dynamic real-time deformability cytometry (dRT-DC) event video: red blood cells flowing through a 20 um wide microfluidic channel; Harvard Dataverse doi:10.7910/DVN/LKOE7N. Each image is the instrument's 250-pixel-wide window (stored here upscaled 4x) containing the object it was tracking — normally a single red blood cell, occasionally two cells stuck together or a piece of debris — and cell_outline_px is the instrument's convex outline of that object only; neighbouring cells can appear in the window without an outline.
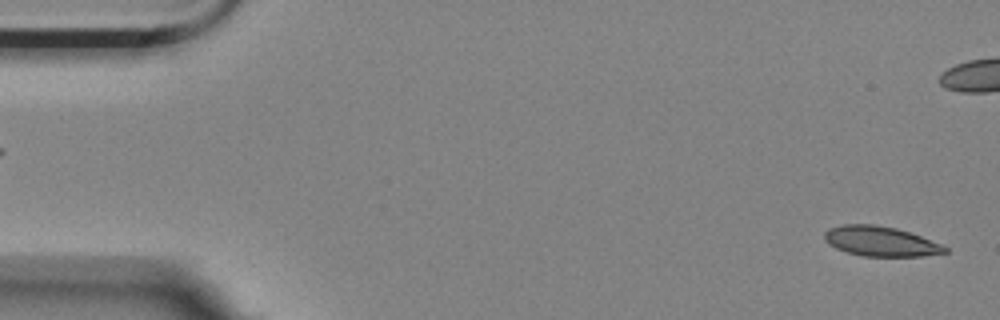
{"species": "Egyptian fruit bat (a non-hibernating species)", "species_latin": "Rousettus aegyptiacus", "temperature_condition": "room temperature", "stored_images_in_passage": 4, "camera_frame_rate_fps": 3000, "um_per_image_px": 0.085, "animal": {"sex": "female"}, "frame": {"image": 1, "passage_image": 4, "time_ms": 1.0, "image_size_px": [1000, 320], "cell_outline_px": [[948, 252], [924, 256], [860, 256], [836, 248], [828, 244], [824, 240], [824, 232], [828, 228], [844, 224], [876, 224], [896, 228], [920, 236], [940, 244], [948, 248]], "centroid_in_image_um": [74.81, 20.51], "position_along_channel_um": 10.2, "area_um2": 20.98}}